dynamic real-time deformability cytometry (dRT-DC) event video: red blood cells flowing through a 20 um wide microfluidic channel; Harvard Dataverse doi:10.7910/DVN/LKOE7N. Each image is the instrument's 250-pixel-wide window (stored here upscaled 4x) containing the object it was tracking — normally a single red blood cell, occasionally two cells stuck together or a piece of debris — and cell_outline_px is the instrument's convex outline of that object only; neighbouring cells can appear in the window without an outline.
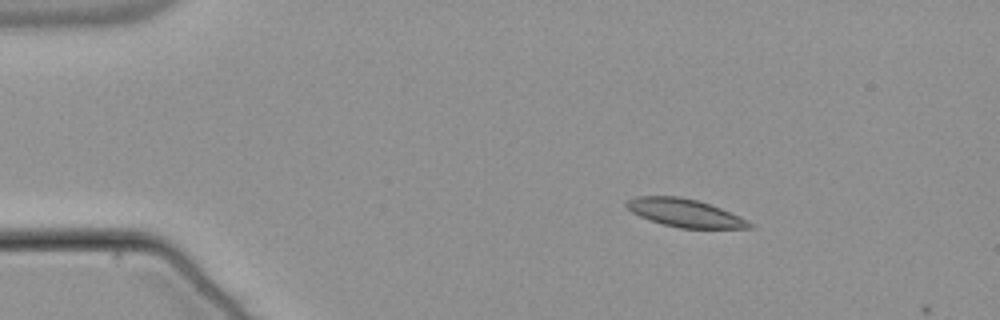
{"species": "common noctule bat (a hibernating species)", "species_latin": "Nyctalus noctula", "temperature_condition": "warm", "stored_images_in_passage": 5, "camera_frame_rate_fps": 3000, "um_per_image_px": 0.085, "animal": {"sex": "male", "body_mass_g": 21.5, "forearm_length_mm": 52.0}, "frame": {"image": 1, "passage_image": 1, "time_ms": 0.0, "image_size_px": [1000, 320], "cell_outline_px": [[756, 224], [752, 228], [680, 228], [664, 224], [640, 216], [632, 212], [624, 204], [628, 200], [636, 196], [676, 196], [696, 200], [720, 208], [740, 216]], "centroid_in_image_um": [58.25, 18.1], "position_along_channel_um": 26.8, "area_um2": 19.83}}